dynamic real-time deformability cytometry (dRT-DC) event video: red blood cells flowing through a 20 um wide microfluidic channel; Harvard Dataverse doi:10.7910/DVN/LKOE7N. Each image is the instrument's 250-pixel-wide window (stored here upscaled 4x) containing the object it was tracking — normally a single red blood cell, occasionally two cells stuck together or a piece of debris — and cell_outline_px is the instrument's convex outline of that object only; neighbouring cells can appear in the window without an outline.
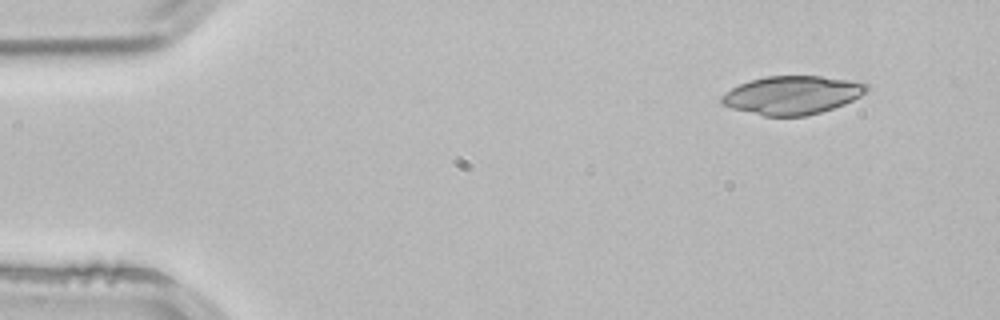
{"species": "common noctule bat (a hibernating species)", "species_latin": "Nyctalus noctula", "temperature_condition": "room temperature", "stored_images_in_passage": 3, "camera_frame_rate_fps": 3000, "um_per_image_px": 0.085, "animal": {"sex": "male", "body_mass_g": 21.5, "forearm_length_mm": 52.0}, "frame": {"image": 1, "passage_image": 1, "time_ms": 0.0, "image_size_px": [1000, 320], "cell_outline_px": [[868, 88], [860, 96], [844, 104], [820, 112], [804, 116], [764, 116], [732, 108], [724, 104], [720, 100], [720, 96], [732, 88], [748, 80], [764, 76], [820, 76], [848, 80], [868, 84]], "centroid_in_image_um": [67.3, 8.08], "position_along_channel_um": 17.7, "area_um2": 32.19}}